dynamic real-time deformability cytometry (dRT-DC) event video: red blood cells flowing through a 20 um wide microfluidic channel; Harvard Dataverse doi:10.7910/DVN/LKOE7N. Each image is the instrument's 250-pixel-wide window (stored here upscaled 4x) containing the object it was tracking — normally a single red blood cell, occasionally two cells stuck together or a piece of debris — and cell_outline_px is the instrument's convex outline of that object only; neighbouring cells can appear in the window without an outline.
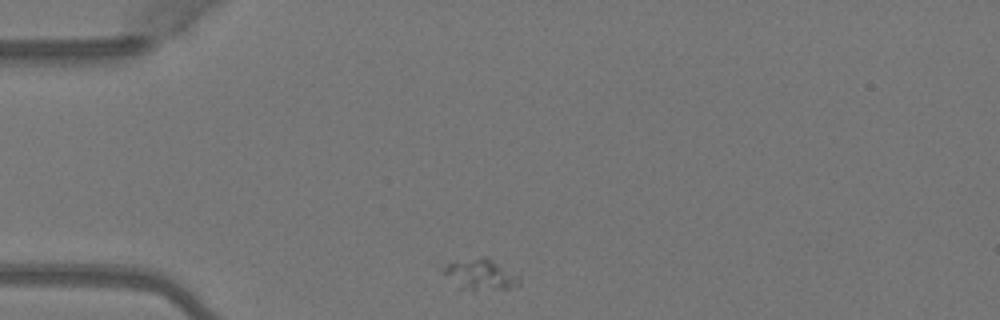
{"species": "Egyptian fruit bat (a non-hibernating species)", "species_latin": "Rousettus aegyptiacus", "temperature_condition": "warm", "stored_images_in_passage": 2, "camera_frame_rate_fps": 3000, "um_per_image_px": 0.085, "animal": {"sex": "female"}, "frame": {"image": 1, "passage_image": 1, "time_ms": 0.0, "image_size_px": [1000, 320], "cell_outline_px": [[520, 280], [516, 284], [508, 288], [472, 292], [460, 288], [444, 272], [444, 268], [448, 264], [480, 256], [488, 256], [520, 276]], "centroid_in_image_um": [40.89, 23.34], "position_along_channel_um": 44.1, "area_um2": 13.53}}